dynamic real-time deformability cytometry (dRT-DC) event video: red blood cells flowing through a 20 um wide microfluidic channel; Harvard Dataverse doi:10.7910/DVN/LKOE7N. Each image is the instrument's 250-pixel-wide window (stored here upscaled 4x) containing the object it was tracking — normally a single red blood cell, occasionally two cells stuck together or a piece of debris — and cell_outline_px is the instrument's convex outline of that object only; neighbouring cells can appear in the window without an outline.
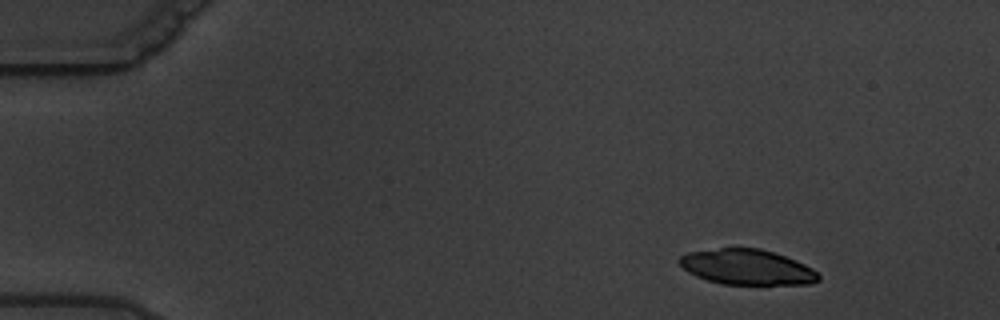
{"species": "common noctule bat (a hibernating species)", "species_latin": "Nyctalus noctula", "temperature_condition": "warm", "stored_images_in_passage": 5, "camera_frame_rate_fps": 3000, "um_per_image_px": 0.085, "animal": {"sex": "male", "body_mass_g": 19.5, "forearm_length_mm": 54.6}, "frame": {"image": 1, "passage_image": 2, "time_ms": 1.333, "image_size_px": [1000, 320], "cell_outline_px": [[820, 280], [812, 284], [720, 284], [696, 276], [688, 272], [680, 264], [680, 256], [688, 252], [720, 248], [760, 248], [796, 260], [812, 268], [820, 276]], "centroid_in_image_um": [63.51, 22.71], "position_along_channel_um": 21.5, "area_um2": 28.5}}